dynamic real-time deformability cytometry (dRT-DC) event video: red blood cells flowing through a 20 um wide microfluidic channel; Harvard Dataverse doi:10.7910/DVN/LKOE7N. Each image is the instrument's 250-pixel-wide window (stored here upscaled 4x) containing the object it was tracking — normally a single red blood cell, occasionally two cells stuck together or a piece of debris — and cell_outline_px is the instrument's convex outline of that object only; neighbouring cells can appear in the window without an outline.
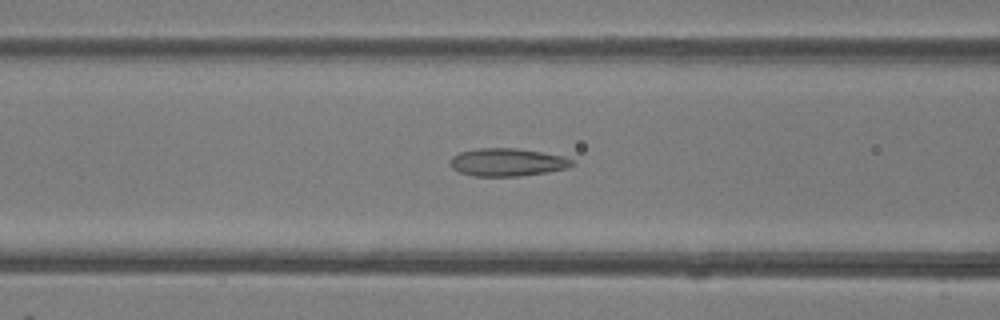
{"species": "common noctule bat (a hibernating species)", "species_latin": "Nyctalus noctula", "temperature_condition": "room temperature", "stored_images_in_passage": 47, "camera_frame_rate_fps": 3000, "um_per_image_px": 0.085, "animal": {"sex": "female"}, "frame": {"image": 1, "passage_image": 20, "time_ms": 6.333, "image_size_px": [1000, 320], "cell_outline_px": [[576, 164], [568, 168], [548, 172], [520, 176], [476, 176], [460, 172], [452, 168], [448, 164], [452, 156], [460, 152], [480, 148], [516, 148], [564, 156], [576, 160]], "centroid_in_image_um": [43.16, 13.79], "position_along_channel_um": 123.4, "area_um2": 19.94}}
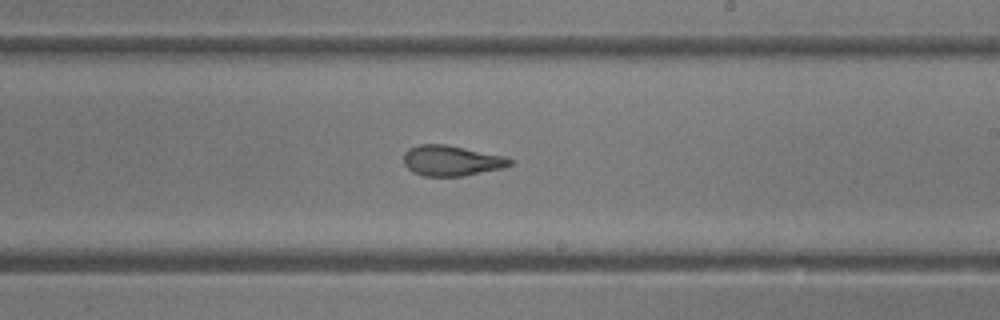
{"frame": {"image": 2, "passage_image": 29, "time_ms": 9.333, "image_size_px": [1000, 320], "cell_outline_px": [[512, 164], [500, 168], [464, 176], [424, 176], [412, 172], [404, 164], [404, 152], [408, 148], [420, 144], [444, 144], [504, 156], [512, 160]], "centroid_in_image_um": [38.32, 13.65], "position_along_channel_um": 250.7, "area_um2": 18.67}}
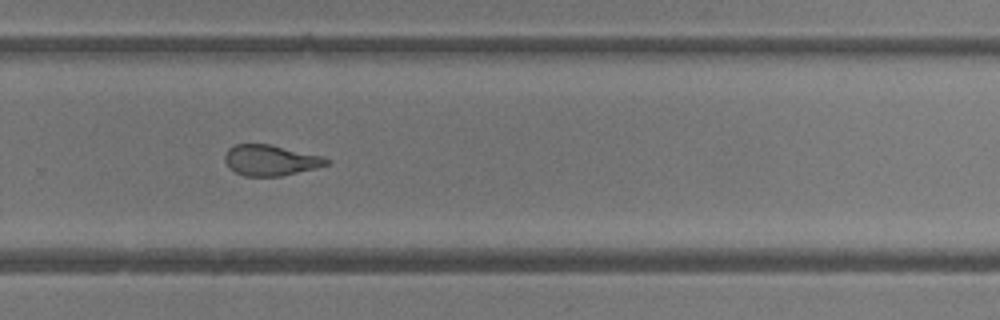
{"frame": {"image": 3, "passage_image": 33, "time_ms": 10.667, "image_size_px": [1000, 320], "cell_outline_px": [[332, 160], [328, 164], [316, 168], [280, 176], [244, 176], [228, 168], [224, 160], [224, 156], [228, 148], [236, 144], [272, 144], [324, 156]], "centroid_in_image_um": [23.01, 13.61], "position_along_channel_um": 306.8, "area_um2": 18.44}, "authors_computed_cell_mechanics": {"area_um2": 20.4034, "velocity_mm_per_s": 4.2409, "shape_relaxation_time_tau1_ms": 11.1829, "shape_relaxation_time_tau2_ms": 1.6343, "deformation_change_tau1": 0.3252, "deformation_change_tau2": 0.104}}